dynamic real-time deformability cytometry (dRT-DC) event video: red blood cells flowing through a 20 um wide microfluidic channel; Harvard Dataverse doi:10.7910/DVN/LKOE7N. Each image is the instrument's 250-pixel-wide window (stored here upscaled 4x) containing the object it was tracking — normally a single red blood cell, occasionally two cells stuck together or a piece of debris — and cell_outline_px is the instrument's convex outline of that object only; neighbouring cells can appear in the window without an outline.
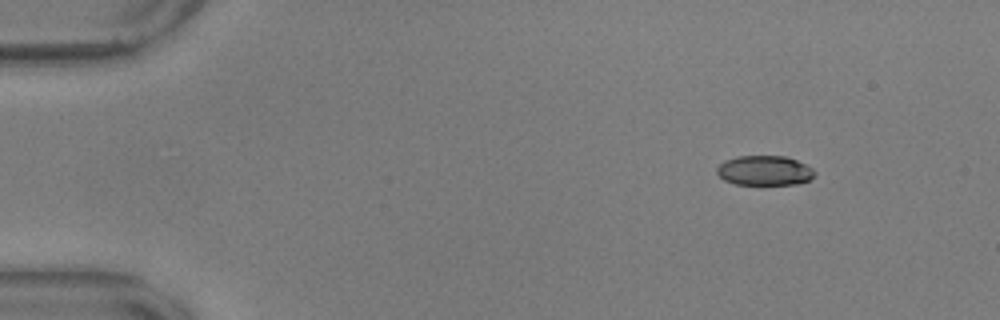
{"species": "common noctule bat (a hibernating species)", "species_latin": "Nyctalus noctula", "temperature_condition": "warm", "stored_images_in_passage": 45, "camera_frame_rate_fps": 3000, "um_per_image_px": 0.085, "animal": {"sex": "male", "body_mass_g": 17.9, "forearm_length_mm": 54.2}, "frame": {"image": 1, "passage_image": 1, "time_ms": 0.0, "image_size_px": [1000, 320], "cell_outline_px": [[816, 172], [808, 180], [796, 184], [736, 184], [724, 180], [716, 172], [716, 168], [724, 160], [736, 156], [784, 156], [796, 160], [812, 168]], "centroid_in_image_um": [64.95, 14.49], "position_along_channel_um": 20.1, "area_um2": 16.82}}
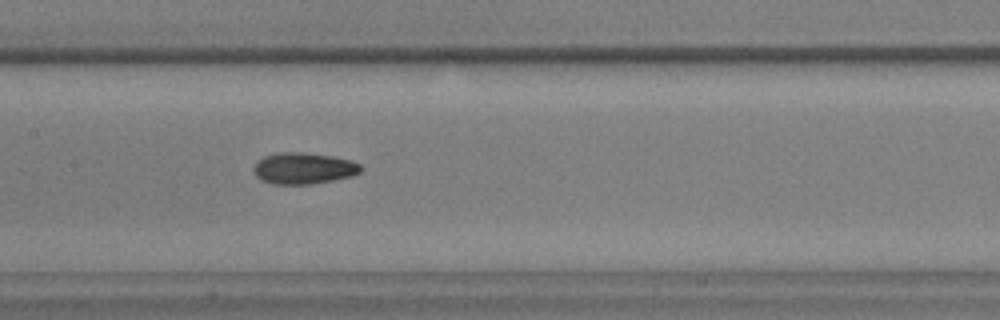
{"frame": {"image": 2, "passage_image": 22, "time_ms": 7.0, "image_size_px": [1000, 320], "cell_outline_px": [[364, 168], [360, 172], [352, 176], [332, 180], [308, 184], [272, 184], [260, 180], [252, 172], [252, 168], [264, 156], [276, 152], [304, 152], [332, 156], [352, 160], [360, 164]], "centroid_in_image_um": [25.8, 14.3], "position_along_channel_um": 181.6, "area_um2": 19.77}}
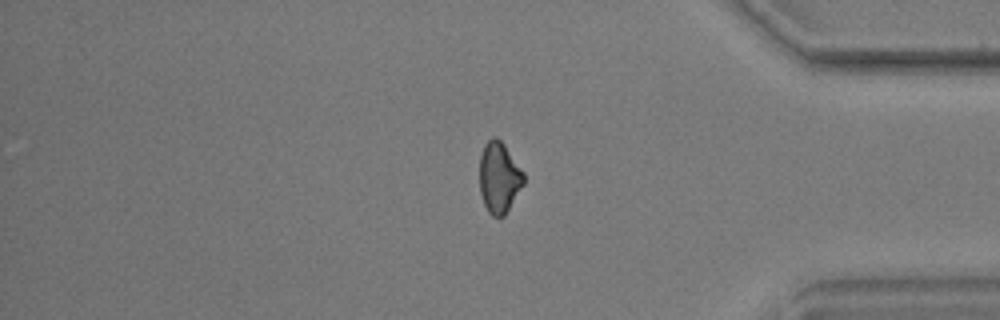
{"frame": {"image": 3, "passage_image": 41, "time_ms": 13.333, "image_size_px": [1000, 320], "cell_outline_px": [[524, 184], [504, 216], [492, 216], [488, 212], [484, 204], [480, 192], [480, 156], [484, 144], [492, 136], [496, 136], [504, 144], [524, 172]], "centroid_in_image_um": [42.42, 15.07], "position_along_channel_um": 392.8, "area_um2": 18.26}}